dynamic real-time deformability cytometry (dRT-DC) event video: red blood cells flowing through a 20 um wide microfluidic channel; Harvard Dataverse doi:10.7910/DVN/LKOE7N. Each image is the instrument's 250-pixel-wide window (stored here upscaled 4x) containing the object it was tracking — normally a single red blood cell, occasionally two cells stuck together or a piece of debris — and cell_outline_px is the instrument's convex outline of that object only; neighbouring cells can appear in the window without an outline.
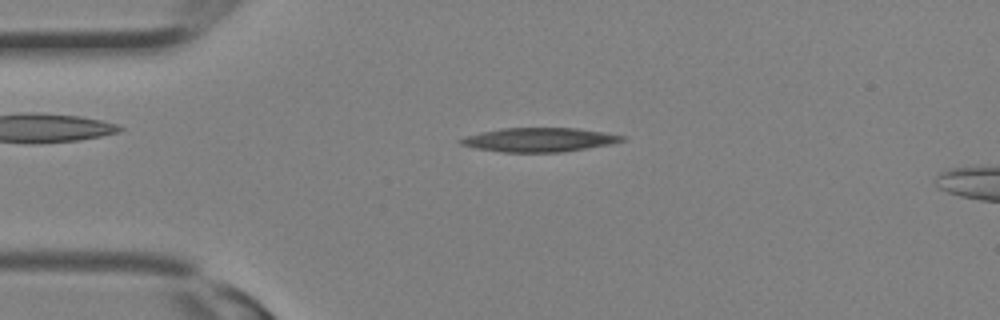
{"species": "Egyptian fruit bat (a non-hibernating species)", "species_latin": "Rousettus aegyptiacus", "temperature_condition": "room temperature", "stored_images_in_passage": 10, "camera_frame_rate_fps": 3000, "um_per_image_px": 0.085, "animal": {"sex": "female"}, "frame": {"image": 1, "passage_image": 7, "time_ms": 2.0, "image_size_px": [1000, 320], "cell_outline_px": [[624, 140], [608, 144], [560, 152], [500, 152], [476, 148], [460, 144], [456, 140], [480, 132], [504, 128], [576, 128], [604, 132], [624, 136]], "centroid_in_image_um": [45.77, 11.88], "position_along_channel_um": 39.2, "area_um2": 22.25}}